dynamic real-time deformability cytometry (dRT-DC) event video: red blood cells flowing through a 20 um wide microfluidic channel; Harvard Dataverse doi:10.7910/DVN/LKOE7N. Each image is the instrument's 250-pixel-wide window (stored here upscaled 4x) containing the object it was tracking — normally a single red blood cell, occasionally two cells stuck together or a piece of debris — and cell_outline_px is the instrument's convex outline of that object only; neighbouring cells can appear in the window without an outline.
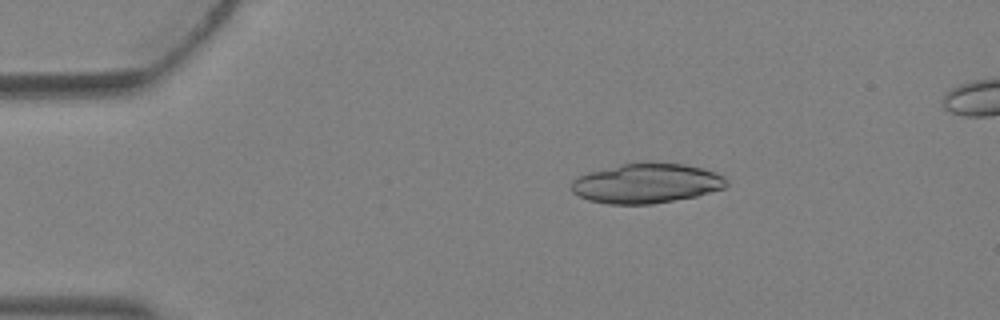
{"species": "Egyptian fruit bat (a non-hibernating species)", "species_latin": "Rousettus aegyptiacus", "temperature_condition": "warm", "stored_images_in_passage": 3, "camera_frame_rate_fps": 3000, "um_per_image_px": 0.085, "animal": {"sex": "female"}, "frame": {"image": 1, "passage_image": 1, "time_ms": 0.0, "image_size_px": [1000, 320], "cell_outline_px": [[728, 184], [724, 188], [696, 196], [652, 204], [608, 204], [588, 200], [572, 192], [572, 180], [588, 172], [620, 164], [652, 160], [684, 164], [716, 172], [724, 176]], "centroid_in_image_um": [54.95, 15.56], "position_along_channel_um": 30.0, "area_um2": 36.3}}